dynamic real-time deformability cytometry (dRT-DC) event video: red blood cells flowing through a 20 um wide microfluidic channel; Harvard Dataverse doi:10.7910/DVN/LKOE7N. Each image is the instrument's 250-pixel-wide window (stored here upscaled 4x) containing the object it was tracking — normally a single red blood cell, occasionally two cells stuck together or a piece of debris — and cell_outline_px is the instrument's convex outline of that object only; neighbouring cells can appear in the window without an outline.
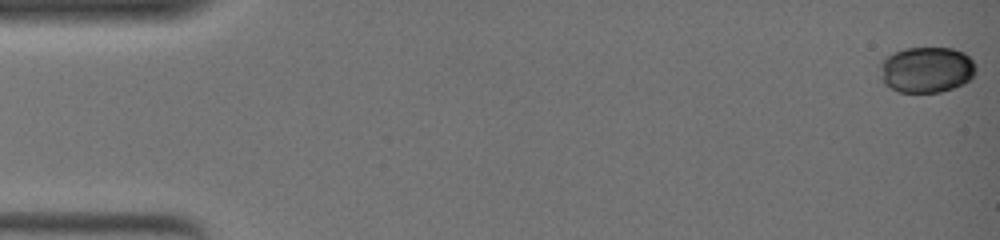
{"species": "common noctule bat (a hibernating species)", "species_latin": "Nyctalus noctula", "temperature_condition": "warm", "stored_images_in_passage": 52, "camera_frame_rate_fps": 3000, "um_per_image_px": 0.085, "animal": {"sex": "female", "body_mass_g": 19.0, "forearm_length_mm": 51.5}, "frame": {"image": 1, "passage_image": 1, "time_ms": 0.0, "image_size_px": [1000, 240], "cell_outline_px": [[976, 72], [964, 84], [940, 92], [900, 92], [884, 84], [880, 68], [880, 64], [888, 56], [904, 48], [952, 48], [964, 52], [976, 64]], "centroid_in_image_um": [78.79, 5.92], "position_along_channel_um": 6.2, "area_um2": 25.49}}
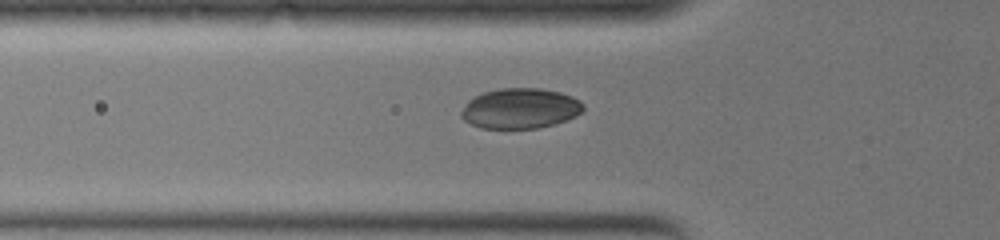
{"frame": {"image": 2, "passage_image": 20, "time_ms": 6.333, "image_size_px": [1000, 240], "cell_outline_px": [[584, 108], [576, 116], [552, 124], [536, 128], [480, 128], [464, 120], [460, 116], [460, 112], [464, 104], [472, 96], [484, 92], [500, 88], [540, 88], [560, 92], [572, 96], [580, 100], [584, 104]], "centroid_in_image_um": [44.18, 9.2], "position_along_channel_um": 81.6, "area_um2": 28.73}}
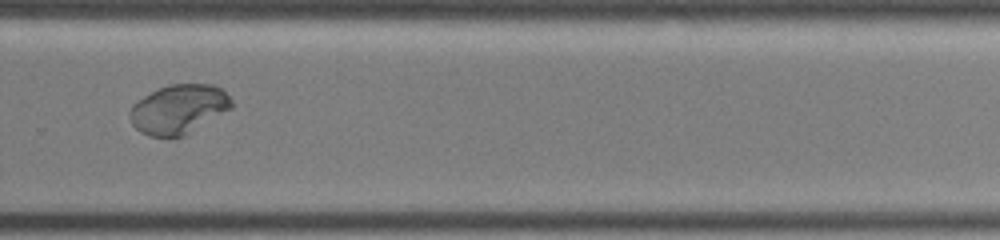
{"frame": {"image": 3, "passage_image": 39, "time_ms": 12.667, "image_size_px": [1000, 240], "cell_outline_px": [[232, 108], [184, 136], [148, 136], [140, 132], [132, 124], [128, 116], [128, 112], [132, 104], [136, 100], [156, 88], [168, 84], [212, 84], [220, 88], [232, 100]], "centroid_in_image_um": [15.13, 9.27], "position_along_channel_um": 314.7, "area_um2": 29.36}, "authors_computed_cell_mechanics": {"area_um2": 27.8885, "velocity_mm_per_s": 3.6795, "shape_relaxation_time_tau1_ms": 7.9732, "shape_relaxation_time_tau2_ms": null, "deformation_change_tau1": 0.1709, "deformation_change_tau2": null}}